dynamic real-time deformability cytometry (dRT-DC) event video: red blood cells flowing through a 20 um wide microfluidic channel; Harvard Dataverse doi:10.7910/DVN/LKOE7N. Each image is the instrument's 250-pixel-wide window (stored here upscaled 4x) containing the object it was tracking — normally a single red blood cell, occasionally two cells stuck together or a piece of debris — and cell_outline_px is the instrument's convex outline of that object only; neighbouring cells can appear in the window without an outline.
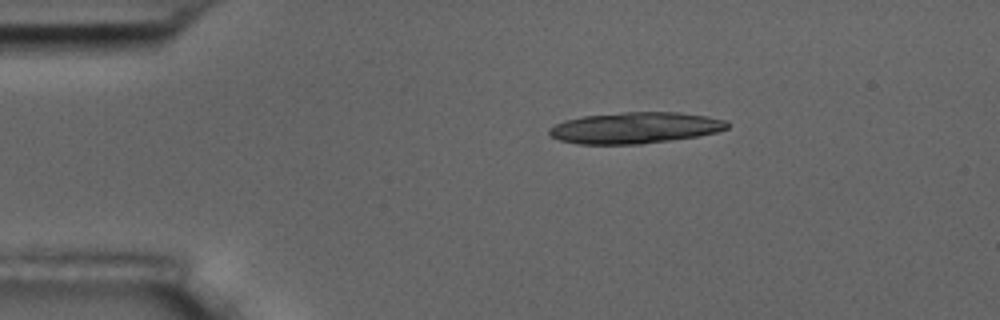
{"species": "common noctule bat (a hibernating species)", "species_latin": "Nyctalus noctula", "temperature_condition": "room temperature", "stored_images_in_passage": 4, "camera_frame_rate_fps": 3000, "um_per_image_px": 0.085, "animal": {"sex": "male", "body_mass_g": 17.5, "forearm_length_mm": 52.3}, "frame": {"image": 1, "passage_image": 1, "time_ms": 0.0, "image_size_px": [1000, 320], "cell_outline_px": [[728, 128], [716, 132], [700, 136], [640, 144], [576, 144], [560, 140], [552, 136], [548, 132], [548, 128], [564, 120], [580, 116], [624, 112], [680, 112], [708, 116], [728, 120]], "centroid_in_image_um": [53.99, 10.86], "position_along_channel_um": 31.0, "area_um2": 32.66}}